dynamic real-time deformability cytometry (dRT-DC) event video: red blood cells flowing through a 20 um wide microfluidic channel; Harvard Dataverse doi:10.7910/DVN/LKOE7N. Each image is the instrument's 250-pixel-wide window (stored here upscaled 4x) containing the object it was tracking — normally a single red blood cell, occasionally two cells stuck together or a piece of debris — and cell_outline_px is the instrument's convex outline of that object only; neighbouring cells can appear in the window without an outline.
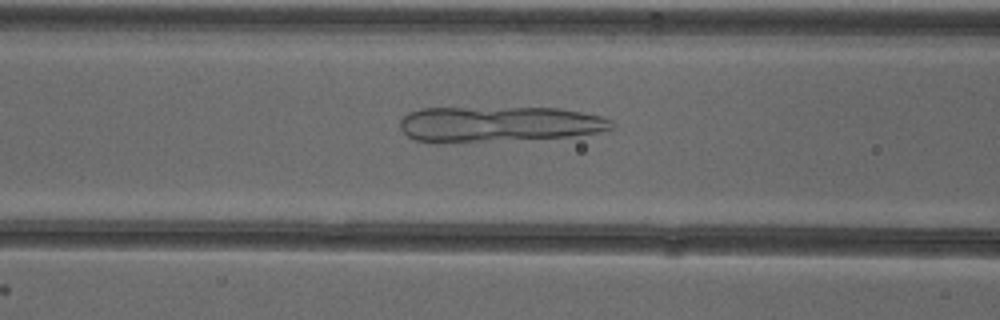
{"species": "common noctule bat (a hibernating species)", "species_latin": "Nyctalus noctula", "temperature_condition": "cold", "stored_images_in_passage": 52, "camera_frame_rate_fps": 3000, "um_per_image_px": 0.085, "animal": {"sex": "female"}, "frame": {"image": 1, "passage_image": 21, "time_ms": 6.667, "image_size_px": [1000, 320], "cell_outline_px": [[616, 124], [612, 128], [600, 132], [572, 136], [484, 140], [416, 140], [408, 136], [400, 128], [400, 120], [408, 112], [420, 108], [560, 108], [600, 116], [612, 120]], "centroid_in_image_um": [42.45, 10.5], "position_along_channel_um": 124.1, "area_um2": 42.54}}
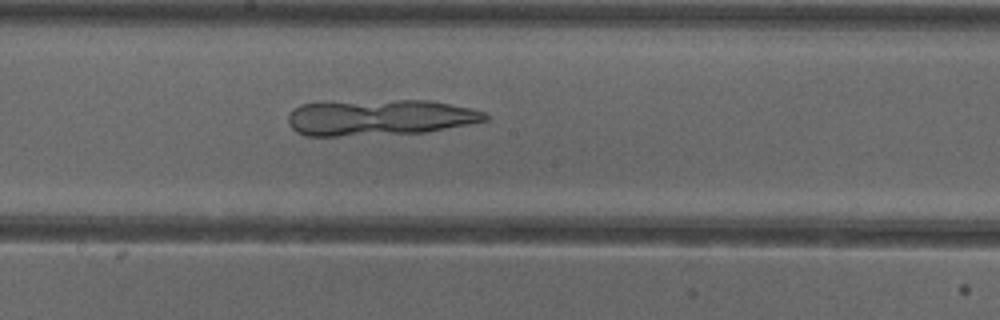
{"frame": {"image": 2, "passage_image": 28, "time_ms": 9.0, "image_size_px": [1000, 320], "cell_outline_px": [[488, 120], [468, 124], [424, 132], [336, 136], [304, 136], [296, 132], [288, 124], [288, 116], [300, 104], [324, 100], [428, 100], [472, 108], [484, 112], [488, 116]], "centroid_in_image_um": [32.19, 9.96], "position_along_channel_um": 216.0, "area_um2": 41.85}}
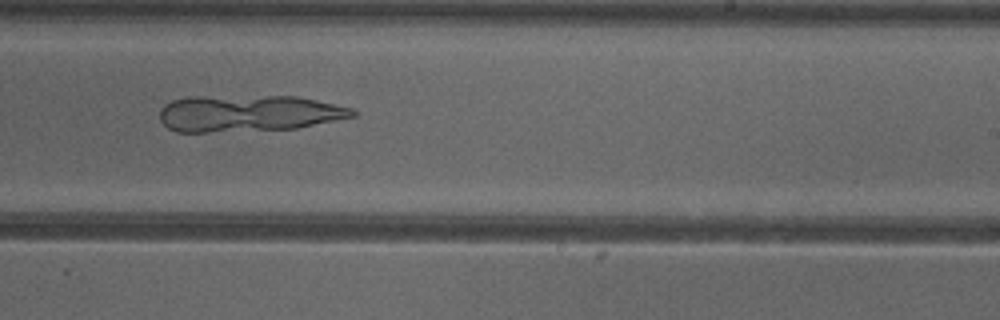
{"frame": {"image": 3, "passage_image": 32, "time_ms": 10.333, "image_size_px": [1000, 320], "cell_outline_px": [[356, 116], [296, 128], [208, 132], [176, 132], [168, 128], [160, 120], [160, 108], [164, 104], [172, 100], [184, 96], [296, 96], [316, 100], [352, 108], [356, 112]], "centroid_in_image_um": [21.06, 9.62], "position_along_channel_um": 267.9, "area_um2": 41.21}}